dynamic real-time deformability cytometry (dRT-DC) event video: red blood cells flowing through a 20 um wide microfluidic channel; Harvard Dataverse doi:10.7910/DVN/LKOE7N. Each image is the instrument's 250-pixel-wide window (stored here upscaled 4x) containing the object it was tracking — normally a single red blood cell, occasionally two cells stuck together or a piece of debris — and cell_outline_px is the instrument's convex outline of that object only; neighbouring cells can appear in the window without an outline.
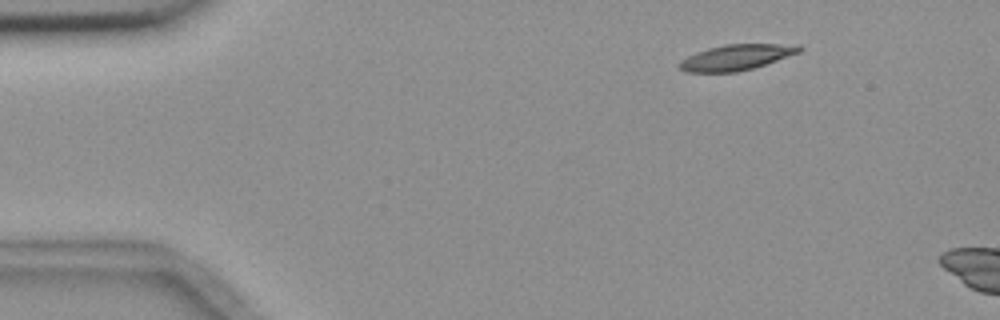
{"species": "common noctule bat (a hibernating species)", "species_latin": "Nyctalus noctula", "temperature_condition": "room temperature", "stored_images_in_passage": 3, "camera_frame_rate_fps": 3000, "um_per_image_px": 0.085, "animal": {"sex": "female", "body_mass_g": 18.4}, "frame": {"image": 1, "passage_image": 2, "time_ms": 1.333, "image_size_px": [1000, 320], "cell_outline_px": [[804, 48], [800, 52], [752, 68], [736, 72], [688, 72], [680, 68], [680, 60], [696, 52], [708, 48], [724, 44], [800, 44]], "centroid_in_image_um": [62.61, 4.85], "position_along_channel_um": 22.4, "area_um2": 17.74}}